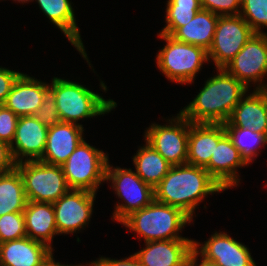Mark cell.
Segmentation results:
<instances>
[{"instance_id":"18","label":"cell","mask_w":267,"mask_h":266,"mask_svg":"<svg viewBox=\"0 0 267 266\" xmlns=\"http://www.w3.org/2000/svg\"><path fill=\"white\" fill-rule=\"evenodd\" d=\"M247 164L241 158V153L233 145L230 137L225 134L215 146L214 154L205 167L207 172L226 190L238 185V167Z\"/></svg>"},{"instance_id":"15","label":"cell","mask_w":267,"mask_h":266,"mask_svg":"<svg viewBox=\"0 0 267 266\" xmlns=\"http://www.w3.org/2000/svg\"><path fill=\"white\" fill-rule=\"evenodd\" d=\"M83 131V126L79 123L59 122L48 127L46 148L39 161L62 166L84 140Z\"/></svg>"},{"instance_id":"2","label":"cell","mask_w":267,"mask_h":266,"mask_svg":"<svg viewBox=\"0 0 267 266\" xmlns=\"http://www.w3.org/2000/svg\"><path fill=\"white\" fill-rule=\"evenodd\" d=\"M208 79L192 102L180 113L191 123L223 124L248 89L224 68Z\"/></svg>"},{"instance_id":"38","label":"cell","mask_w":267,"mask_h":266,"mask_svg":"<svg viewBox=\"0 0 267 266\" xmlns=\"http://www.w3.org/2000/svg\"><path fill=\"white\" fill-rule=\"evenodd\" d=\"M42 266H70V265H64V264L61 265L60 262H55L52 255ZM76 266H82V265H76Z\"/></svg>"},{"instance_id":"7","label":"cell","mask_w":267,"mask_h":266,"mask_svg":"<svg viewBox=\"0 0 267 266\" xmlns=\"http://www.w3.org/2000/svg\"><path fill=\"white\" fill-rule=\"evenodd\" d=\"M16 168L28 201L54 203L70 190L61 166L37 160L17 163Z\"/></svg>"},{"instance_id":"13","label":"cell","mask_w":267,"mask_h":266,"mask_svg":"<svg viewBox=\"0 0 267 266\" xmlns=\"http://www.w3.org/2000/svg\"><path fill=\"white\" fill-rule=\"evenodd\" d=\"M47 134L48 127L35 116L19 117L10 146L15 163L40 160L46 148Z\"/></svg>"},{"instance_id":"20","label":"cell","mask_w":267,"mask_h":266,"mask_svg":"<svg viewBox=\"0 0 267 266\" xmlns=\"http://www.w3.org/2000/svg\"><path fill=\"white\" fill-rule=\"evenodd\" d=\"M52 251L27 236L0 243V266H42L53 255Z\"/></svg>"},{"instance_id":"31","label":"cell","mask_w":267,"mask_h":266,"mask_svg":"<svg viewBox=\"0 0 267 266\" xmlns=\"http://www.w3.org/2000/svg\"><path fill=\"white\" fill-rule=\"evenodd\" d=\"M201 7L218 16H236L241 11V0H201Z\"/></svg>"},{"instance_id":"12","label":"cell","mask_w":267,"mask_h":266,"mask_svg":"<svg viewBox=\"0 0 267 266\" xmlns=\"http://www.w3.org/2000/svg\"><path fill=\"white\" fill-rule=\"evenodd\" d=\"M95 195L87 190L70 189L52 203L58 234L74 233L86 226L92 216Z\"/></svg>"},{"instance_id":"9","label":"cell","mask_w":267,"mask_h":266,"mask_svg":"<svg viewBox=\"0 0 267 266\" xmlns=\"http://www.w3.org/2000/svg\"><path fill=\"white\" fill-rule=\"evenodd\" d=\"M169 122L152 124L145 132V141L172 166L186 164L190 121L179 112Z\"/></svg>"},{"instance_id":"36","label":"cell","mask_w":267,"mask_h":266,"mask_svg":"<svg viewBox=\"0 0 267 266\" xmlns=\"http://www.w3.org/2000/svg\"><path fill=\"white\" fill-rule=\"evenodd\" d=\"M16 167V163L12 157L10 145L0 141V174L9 172Z\"/></svg>"},{"instance_id":"33","label":"cell","mask_w":267,"mask_h":266,"mask_svg":"<svg viewBox=\"0 0 267 266\" xmlns=\"http://www.w3.org/2000/svg\"><path fill=\"white\" fill-rule=\"evenodd\" d=\"M34 116L47 127L54 126L55 124L61 122L55 98L50 92L46 95L43 103L38 108V111Z\"/></svg>"},{"instance_id":"11","label":"cell","mask_w":267,"mask_h":266,"mask_svg":"<svg viewBox=\"0 0 267 266\" xmlns=\"http://www.w3.org/2000/svg\"><path fill=\"white\" fill-rule=\"evenodd\" d=\"M224 69L247 89L250 82L259 83L256 90H266L267 85L261 84L262 77L267 74V33H255L224 67Z\"/></svg>"},{"instance_id":"3","label":"cell","mask_w":267,"mask_h":266,"mask_svg":"<svg viewBox=\"0 0 267 266\" xmlns=\"http://www.w3.org/2000/svg\"><path fill=\"white\" fill-rule=\"evenodd\" d=\"M193 219L182 209L153 200L148 206L130 213L120 223L135 231L145 242L188 239L178 232Z\"/></svg>"},{"instance_id":"16","label":"cell","mask_w":267,"mask_h":266,"mask_svg":"<svg viewBox=\"0 0 267 266\" xmlns=\"http://www.w3.org/2000/svg\"><path fill=\"white\" fill-rule=\"evenodd\" d=\"M145 248L134 255L143 266H186L194 240L175 239L145 242Z\"/></svg>"},{"instance_id":"17","label":"cell","mask_w":267,"mask_h":266,"mask_svg":"<svg viewBox=\"0 0 267 266\" xmlns=\"http://www.w3.org/2000/svg\"><path fill=\"white\" fill-rule=\"evenodd\" d=\"M50 85L21 74L6 97L4 106L18 117L34 116L49 93Z\"/></svg>"},{"instance_id":"39","label":"cell","mask_w":267,"mask_h":266,"mask_svg":"<svg viewBox=\"0 0 267 266\" xmlns=\"http://www.w3.org/2000/svg\"><path fill=\"white\" fill-rule=\"evenodd\" d=\"M14 1H18L19 3H20V1L23 3H26V2H28V1H33V0H14Z\"/></svg>"},{"instance_id":"37","label":"cell","mask_w":267,"mask_h":266,"mask_svg":"<svg viewBox=\"0 0 267 266\" xmlns=\"http://www.w3.org/2000/svg\"><path fill=\"white\" fill-rule=\"evenodd\" d=\"M198 255L199 254L195 251V249H193L188 256L186 266H218L214 262L208 261L203 257H201L202 260L200 261V264H197L196 261L198 260L197 259Z\"/></svg>"},{"instance_id":"6","label":"cell","mask_w":267,"mask_h":266,"mask_svg":"<svg viewBox=\"0 0 267 266\" xmlns=\"http://www.w3.org/2000/svg\"><path fill=\"white\" fill-rule=\"evenodd\" d=\"M108 155L82 140L61 166L70 189L96 193L106 181Z\"/></svg>"},{"instance_id":"24","label":"cell","mask_w":267,"mask_h":266,"mask_svg":"<svg viewBox=\"0 0 267 266\" xmlns=\"http://www.w3.org/2000/svg\"><path fill=\"white\" fill-rule=\"evenodd\" d=\"M218 18L215 13L201 9L191 21L179 27L171 36L179 42L200 46L208 51L213 42Z\"/></svg>"},{"instance_id":"10","label":"cell","mask_w":267,"mask_h":266,"mask_svg":"<svg viewBox=\"0 0 267 266\" xmlns=\"http://www.w3.org/2000/svg\"><path fill=\"white\" fill-rule=\"evenodd\" d=\"M249 24L240 16H219L208 60L217 69L224 68L254 35Z\"/></svg>"},{"instance_id":"25","label":"cell","mask_w":267,"mask_h":266,"mask_svg":"<svg viewBox=\"0 0 267 266\" xmlns=\"http://www.w3.org/2000/svg\"><path fill=\"white\" fill-rule=\"evenodd\" d=\"M133 162L135 173L153 188L161 182L172 166L147 142L133 156Z\"/></svg>"},{"instance_id":"26","label":"cell","mask_w":267,"mask_h":266,"mask_svg":"<svg viewBox=\"0 0 267 266\" xmlns=\"http://www.w3.org/2000/svg\"><path fill=\"white\" fill-rule=\"evenodd\" d=\"M22 176L15 167L0 174V217L12 212H23L27 205Z\"/></svg>"},{"instance_id":"28","label":"cell","mask_w":267,"mask_h":266,"mask_svg":"<svg viewBox=\"0 0 267 266\" xmlns=\"http://www.w3.org/2000/svg\"><path fill=\"white\" fill-rule=\"evenodd\" d=\"M201 9V0H168L165 21L167 25L160 33L171 36L179 27L191 21Z\"/></svg>"},{"instance_id":"35","label":"cell","mask_w":267,"mask_h":266,"mask_svg":"<svg viewBox=\"0 0 267 266\" xmlns=\"http://www.w3.org/2000/svg\"><path fill=\"white\" fill-rule=\"evenodd\" d=\"M90 266H143L138 258L133 254L128 258L122 260H115L110 258L101 257L96 261L87 264Z\"/></svg>"},{"instance_id":"21","label":"cell","mask_w":267,"mask_h":266,"mask_svg":"<svg viewBox=\"0 0 267 266\" xmlns=\"http://www.w3.org/2000/svg\"><path fill=\"white\" fill-rule=\"evenodd\" d=\"M227 122L233 127L252 129L267 135V89L242 97Z\"/></svg>"},{"instance_id":"14","label":"cell","mask_w":267,"mask_h":266,"mask_svg":"<svg viewBox=\"0 0 267 266\" xmlns=\"http://www.w3.org/2000/svg\"><path fill=\"white\" fill-rule=\"evenodd\" d=\"M199 244L194 241L193 249L218 266H256L249 249L225 232H215L204 245Z\"/></svg>"},{"instance_id":"32","label":"cell","mask_w":267,"mask_h":266,"mask_svg":"<svg viewBox=\"0 0 267 266\" xmlns=\"http://www.w3.org/2000/svg\"><path fill=\"white\" fill-rule=\"evenodd\" d=\"M18 116L4 105H0V141L12 145Z\"/></svg>"},{"instance_id":"5","label":"cell","mask_w":267,"mask_h":266,"mask_svg":"<svg viewBox=\"0 0 267 266\" xmlns=\"http://www.w3.org/2000/svg\"><path fill=\"white\" fill-rule=\"evenodd\" d=\"M166 45L157 54V66L172 82L192 83L196 73L208 61L207 51L196 45L182 43L172 36L159 33Z\"/></svg>"},{"instance_id":"4","label":"cell","mask_w":267,"mask_h":266,"mask_svg":"<svg viewBox=\"0 0 267 266\" xmlns=\"http://www.w3.org/2000/svg\"><path fill=\"white\" fill-rule=\"evenodd\" d=\"M49 92L55 98L61 122L77 124L82 118L108 113L117 106L81 84L58 77L52 79Z\"/></svg>"},{"instance_id":"29","label":"cell","mask_w":267,"mask_h":266,"mask_svg":"<svg viewBox=\"0 0 267 266\" xmlns=\"http://www.w3.org/2000/svg\"><path fill=\"white\" fill-rule=\"evenodd\" d=\"M240 16L249 24L254 33L267 27V0H241Z\"/></svg>"},{"instance_id":"22","label":"cell","mask_w":267,"mask_h":266,"mask_svg":"<svg viewBox=\"0 0 267 266\" xmlns=\"http://www.w3.org/2000/svg\"><path fill=\"white\" fill-rule=\"evenodd\" d=\"M23 215L27 237L52 249L54 235H58L53 204L28 201Z\"/></svg>"},{"instance_id":"8","label":"cell","mask_w":267,"mask_h":266,"mask_svg":"<svg viewBox=\"0 0 267 266\" xmlns=\"http://www.w3.org/2000/svg\"><path fill=\"white\" fill-rule=\"evenodd\" d=\"M109 165L106 168V180H112L115 194L125 203H118L113 212V219L121 222L130 213L148 206L154 200V188L145 183L130 168Z\"/></svg>"},{"instance_id":"23","label":"cell","mask_w":267,"mask_h":266,"mask_svg":"<svg viewBox=\"0 0 267 266\" xmlns=\"http://www.w3.org/2000/svg\"><path fill=\"white\" fill-rule=\"evenodd\" d=\"M34 1V0H33ZM42 12L57 26L74 47L81 53L83 58H87L80 32L76 24L74 10L69 0H36Z\"/></svg>"},{"instance_id":"27","label":"cell","mask_w":267,"mask_h":266,"mask_svg":"<svg viewBox=\"0 0 267 266\" xmlns=\"http://www.w3.org/2000/svg\"><path fill=\"white\" fill-rule=\"evenodd\" d=\"M223 125L226 134L241 153V158L246 164H249L253 158L257 157L258 153L256 151L261 145L264 147L267 144L266 134L254 132L252 129L233 127L228 122L223 123Z\"/></svg>"},{"instance_id":"1","label":"cell","mask_w":267,"mask_h":266,"mask_svg":"<svg viewBox=\"0 0 267 266\" xmlns=\"http://www.w3.org/2000/svg\"><path fill=\"white\" fill-rule=\"evenodd\" d=\"M223 190L205 168L186 163L171 166L167 175L154 187V200L178 207L193 218L196 206L207 194Z\"/></svg>"},{"instance_id":"30","label":"cell","mask_w":267,"mask_h":266,"mask_svg":"<svg viewBox=\"0 0 267 266\" xmlns=\"http://www.w3.org/2000/svg\"><path fill=\"white\" fill-rule=\"evenodd\" d=\"M27 236L23 212H12L0 217V243Z\"/></svg>"},{"instance_id":"19","label":"cell","mask_w":267,"mask_h":266,"mask_svg":"<svg viewBox=\"0 0 267 266\" xmlns=\"http://www.w3.org/2000/svg\"><path fill=\"white\" fill-rule=\"evenodd\" d=\"M225 134L223 124L190 122L187 164L205 168Z\"/></svg>"},{"instance_id":"34","label":"cell","mask_w":267,"mask_h":266,"mask_svg":"<svg viewBox=\"0 0 267 266\" xmlns=\"http://www.w3.org/2000/svg\"><path fill=\"white\" fill-rule=\"evenodd\" d=\"M22 73L0 67V105H3L14 82Z\"/></svg>"}]
</instances>
